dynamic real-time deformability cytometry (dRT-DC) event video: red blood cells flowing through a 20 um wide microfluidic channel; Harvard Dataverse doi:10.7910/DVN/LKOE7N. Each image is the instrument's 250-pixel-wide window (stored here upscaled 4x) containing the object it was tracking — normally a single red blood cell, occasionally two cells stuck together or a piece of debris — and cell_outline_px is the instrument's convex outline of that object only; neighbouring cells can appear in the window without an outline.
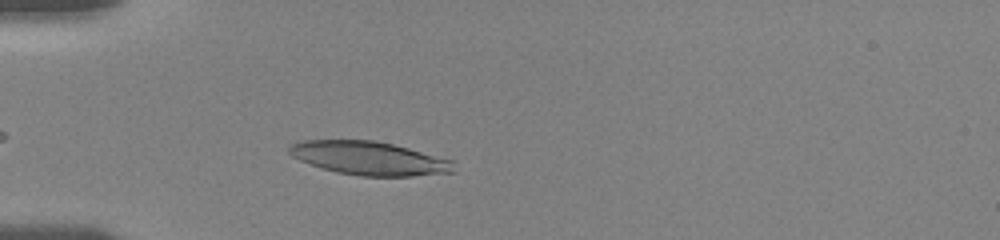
{"species": "human", "species_latin": "Homo sapiens", "temperature_condition": "room temperature", "stored_images_in_passage": 55, "camera_frame_rate_fps": 3000, "um_per_image_px": 0.085, "donor": {"sex": "female"}, "frame": {"image": 1, "passage_image": 8, "time_ms": 1.333, "image_size_px": [1000, 240], "cell_outline_px": [[456, 172], [412, 176], [360, 176], [336, 172], [300, 160], [292, 156], [288, 152], [288, 144], [304, 140], [372, 140], [392, 144], [408, 148], [452, 160]], "centroid_in_image_um": [31.37, 13.45], "position_along_channel_um": 53.6, "area_um2": 32.02}}
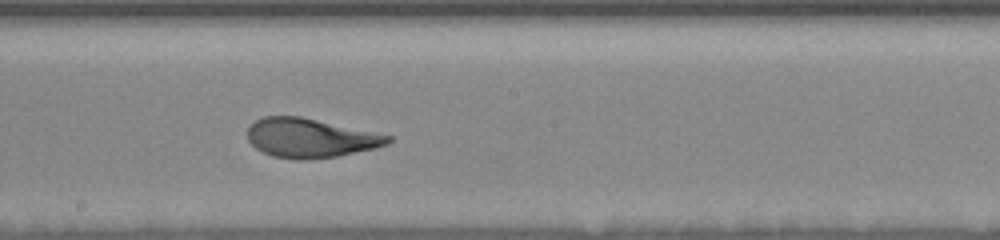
{"frame": {"image": 2, "passage_image": 27, "time_ms": 6.333, "image_size_px": [1000, 240], "cell_outline_px": [[392, 140], [388, 144], [376, 148], [336, 156], [304, 160], [296, 160], [272, 156], [256, 148], [248, 140], [248, 128], [256, 120], [264, 116], [300, 116], [392, 136]], "centroid_in_image_um": [26.37, 11.73], "position_along_channel_um": 221.8, "area_um2": 31.85}}
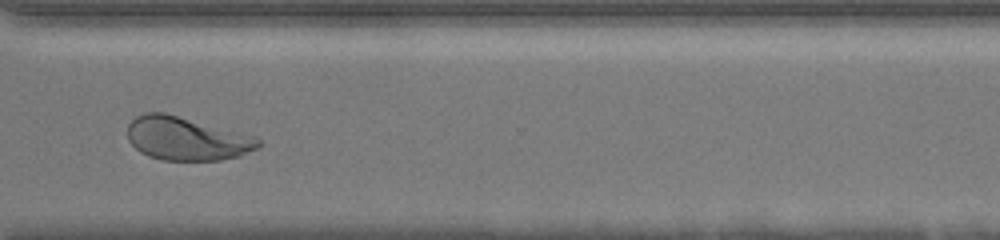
{"frame": {"image": 3, "passage_image": 43, "time_ms": 10.0, "image_size_px": [1000, 240], "cell_outline_px": [[260, 144], [256, 148], [240, 156], [220, 160], [160, 160], [148, 156], [140, 152], [128, 140], [128, 124], [136, 116], [144, 112], [164, 112], [256, 136], [260, 140]], "centroid_in_image_um": [15.84, 11.78], "position_along_channel_um": 354.8, "area_um2": 33.12}, "authors_computed_cell_mechanics": {"area_um2": 32.4258, "velocity_mm_per_s": 3.6411, "shape_relaxation_time_tau1_ms": 3.5892, "shape_relaxation_time_tau2_ms": 0.7781, "deformation_change_tau1": 0.1743, "deformation_change_tau2": 0.0629}}